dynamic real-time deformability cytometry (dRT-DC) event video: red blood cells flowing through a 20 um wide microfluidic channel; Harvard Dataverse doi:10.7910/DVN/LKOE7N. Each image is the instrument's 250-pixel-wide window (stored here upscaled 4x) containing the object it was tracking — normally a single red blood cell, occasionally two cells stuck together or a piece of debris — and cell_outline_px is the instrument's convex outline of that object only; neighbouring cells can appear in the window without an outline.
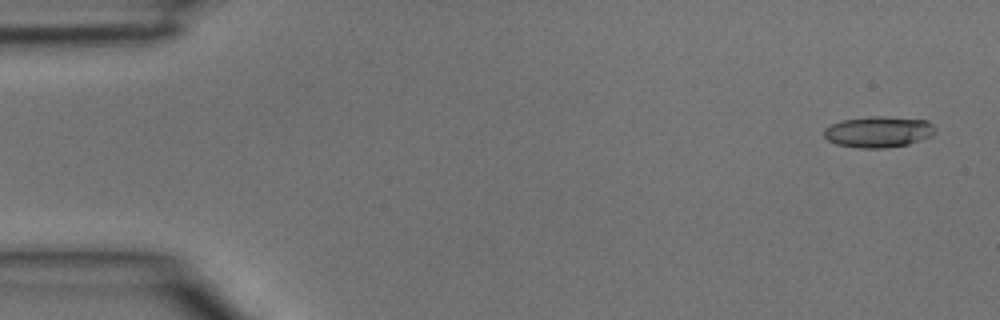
{"species": "common noctule bat (a hibernating species)", "species_latin": "Nyctalus noctula", "temperature_condition": "room temperature", "stored_images_in_passage": 4, "camera_frame_rate_fps": 3000, "um_per_image_px": 0.085, "animal": {"sex": "male", "body_mass_g": 15.6}, "frame": {"image": 1, "passage_image": 1, "time_ms": 0.0, "image_size_px": [1000, 320], "cell_outline_px": [[936, 132], [932, 136], [908, 144], [884, 148], [860, 148], [836, 144], [828, 140], [824, 136], [824, 128], [840, 120], [868, 116], [884, 116], [928, 120], [936, 128]], "centroid_in_image_um": [74.68, 11.19], "position_along_channel_um": 10.3, "area_um2": 20.35}}